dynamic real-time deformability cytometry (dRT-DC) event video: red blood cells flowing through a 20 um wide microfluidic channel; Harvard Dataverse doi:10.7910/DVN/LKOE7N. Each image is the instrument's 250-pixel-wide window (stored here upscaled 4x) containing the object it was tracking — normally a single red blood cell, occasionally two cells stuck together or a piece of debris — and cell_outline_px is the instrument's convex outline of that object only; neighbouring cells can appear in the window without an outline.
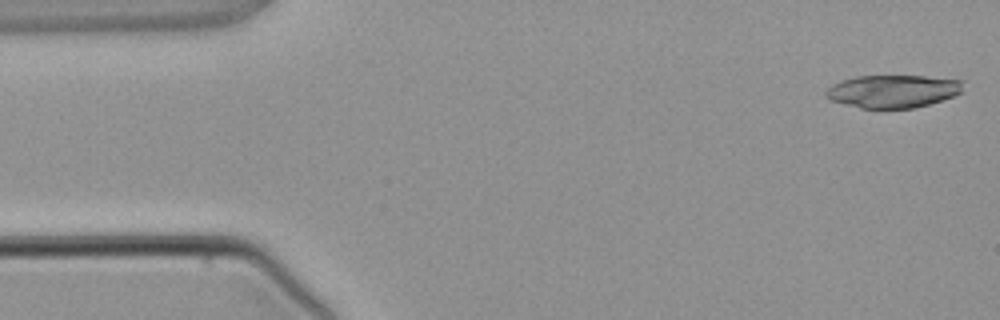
{"species": "common noctule bat (a hibernating species)", "species_latin": "Nyctalus noctula", "temperature_condition": "warm", "stored_images_in_passage": 5, "camera_frame_rate_fps": 3000, "um_per_image_px": 0.085, "animal": {"sex": "male", "body_mass_g": 21.5, "forearm_length_mm": 52.0}, "frame": {"image": 1, "passage_image": 1, "time_ms": 0.0, "image_size_px": [1000, 320], "cell_outline_px": [[964, 92], [928, 104], [912, 108], [860, 108], [828, 100], [824, 96], [824, 92], [832, 84], [840, 80], [856, 76], [924, 76], [964, 80]], "centroid_in_image_um": [75.88, 7.75], "position_along_channel_um": 9.1, "area_um2": 26.47}}